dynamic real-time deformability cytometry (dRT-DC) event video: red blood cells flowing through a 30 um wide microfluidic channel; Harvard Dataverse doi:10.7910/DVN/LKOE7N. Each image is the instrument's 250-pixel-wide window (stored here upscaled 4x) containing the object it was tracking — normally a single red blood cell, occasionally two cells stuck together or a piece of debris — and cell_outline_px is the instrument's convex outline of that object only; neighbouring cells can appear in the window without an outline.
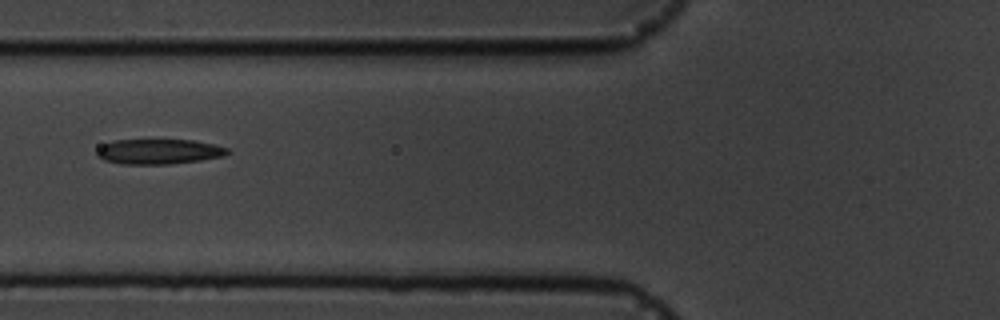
{"species": "common noctule bat (a hibernating species)", "species_latin": "Nyctalus noctula", "temperature_condition": "cold", "stored_images_in_passage": 16, "camera_frame_rate_fps": 3000, "um_per_image_px": 0.085, "animal": {"sex": "male", "body_mass_g": 19.5, "forearm_length_mm": 54.6}, "frame": {"image": 1, "passage_image": 7, "time_ms": 6.667, "image_size_px": [1000, 320], "cell_outline_px": [[228, 152], [224, 156], [200, 160], [168, 164], [124, 164], [104, 160], [96, 156], [96, 152], [104, 144], [112, 140], [192, 140], [216, 144], [228, 148]], "centroid_in_image_um": [13.5, 12.88], "position_along_channel_um": 112.3, "area_um2": 19.02}}
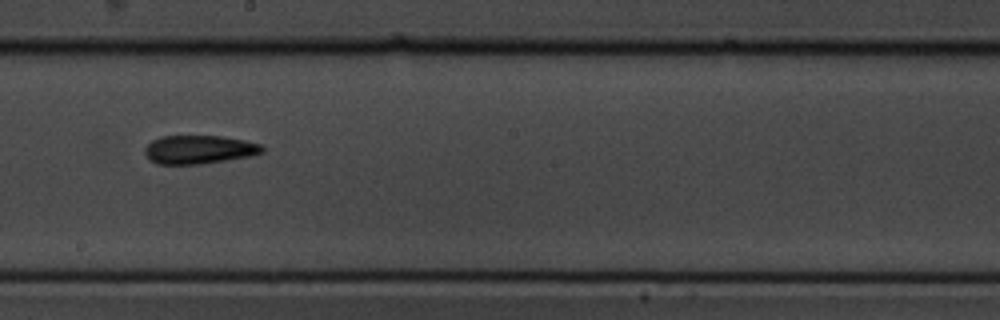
{"frame": {"image": 2, "passage_image": 10, "time_ms": 10.0, "image_size_px": [1000, 320], "cell_outline_px": [[264, 152], [252, 156], [228, 160], [200, 164], [156, 164], [148, 160], [144, 152], [144, 148], [152, 140], [160, 136], [220, 136], [244, 140], [260, 144], [264, 148]], "centroid_in_image_um": [16.9, 12.72], "position_along_channel_um": 231.3, "area_um2": 19.71}}
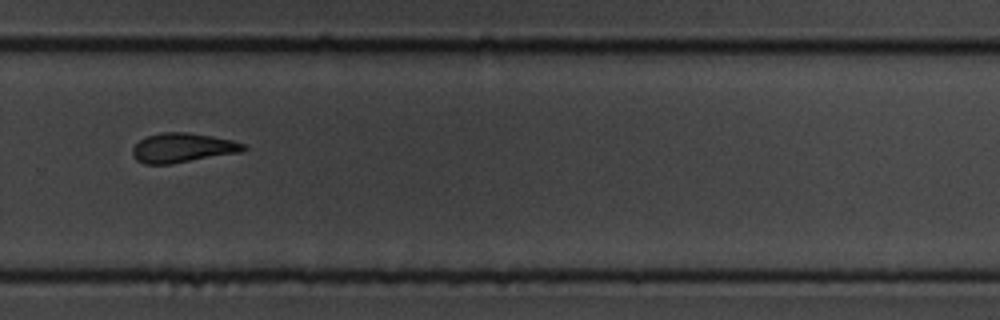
{"frame": {"image": 3, "passage_image": 12, "time_ms": 12.333, "image_size_px": [1000, 320], "cell_outline_px": [[248, 148], [240, 152], [172, 164], [144, 164], [136, 160], [132, 156], [132, 148], [140, 140], [148, 136], [160, 132], [188, 132], [212, 136], [232, 140], [244, 144]], "centroid_in_image_um": [15.5, 12.56], "position_along_channel_um": 314.3, "area_um2": 19.07}, "authors_computed_cell_mechanics": {"area_um2": 19.6809, "velocity_mm_per_s": 3.5847, "shape_relaxation_time_tau1_ms": 7.7885, "shape_relaxation_time_tau2_ms": 2.8117, "deformation_change_tau1": 0.1871, "deformation_change_tau2": 0.0874}}